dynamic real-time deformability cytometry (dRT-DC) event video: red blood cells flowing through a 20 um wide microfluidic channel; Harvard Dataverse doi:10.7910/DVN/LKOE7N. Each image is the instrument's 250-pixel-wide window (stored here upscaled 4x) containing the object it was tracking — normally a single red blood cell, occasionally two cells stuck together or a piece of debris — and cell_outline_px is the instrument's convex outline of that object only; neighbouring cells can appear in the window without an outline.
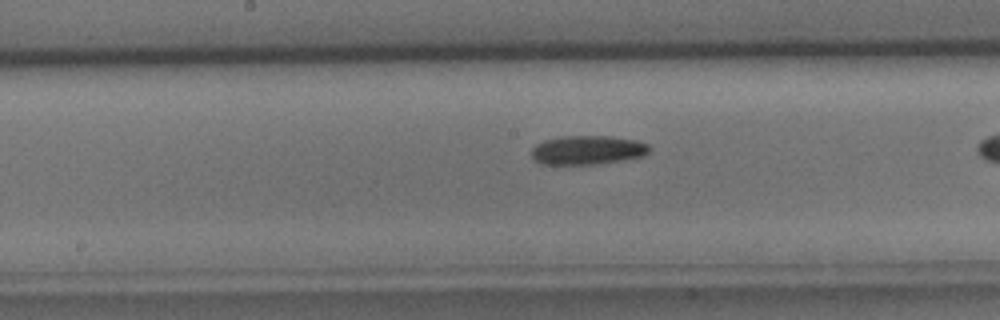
{"species": "common noctule bat (a hibernating species)", "species_latin": "Nyctalus noctula", "temperature_condition": "cold", "stored_images_in_passage": 22, "camera_frame_rate_fps": 3000, "um_per_image_px": 0.085, "animal": {"sex": "male", "body_mass_g": 15.6}, "frame": {"image": 1, "passage_image": 10, "time_ms": 3.0, "image_size_px": [1000, 320], "cell_outline_px": [[652, 148], [644, 156], [624, 160], [596, 164], [540, 164], [532, 156], [532, 148], [536, 144], [544, 140], [560, 136], [608, 136], [636, 140], [648, 144]], "centroid_in_image_um": [49.96, 12.75], "position_along_channel_um": 198.2, "area_um2": 20.0}}